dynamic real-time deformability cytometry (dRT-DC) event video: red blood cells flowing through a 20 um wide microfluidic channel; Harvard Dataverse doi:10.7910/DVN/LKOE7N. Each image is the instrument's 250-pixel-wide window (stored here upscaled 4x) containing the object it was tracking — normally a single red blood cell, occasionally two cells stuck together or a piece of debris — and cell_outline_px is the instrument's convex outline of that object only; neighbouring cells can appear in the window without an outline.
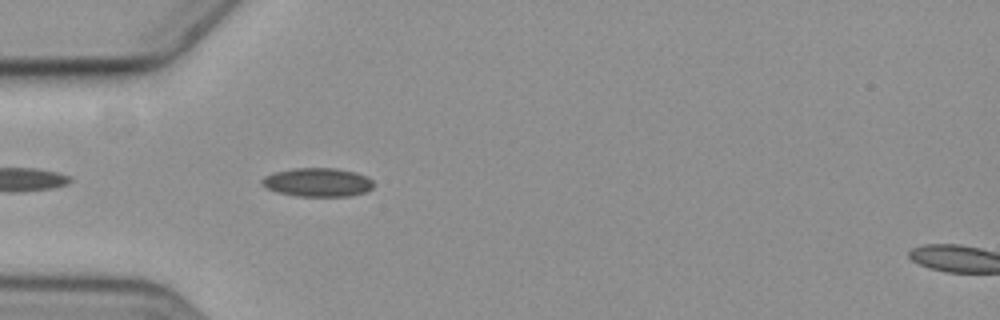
{"species": "common noctule bat (a hibernating species)", "species_latin": "Nyctalus noctula", "temperature_condition": "cold", "stored_images_in_passage": 11, "camera_frame_rate_fps": 3000, "um_per_image_px": 0.085, "animal": {"sex": "female", "body_mass_g": 19.3, "forearm_length_mm": 54.1}, "frame": {"image": 1, "passage_image": 4, "time_ms": 1.0, "image_size_px": [1000, 320], "cell_outline_px": [[372, 188], [364, 192], [352, 196], [296, 196], [280, 192], [268, 188], [260, 184], [260, 180], [264, 176], [276, 172], [292, 168], [336, 168], [356, 172], [368, 176], [372, 180]], "centroid_in_image_um": [27.01, 15.49], "position_along_channel_um": 58.0, "area_um2": 18.67}}
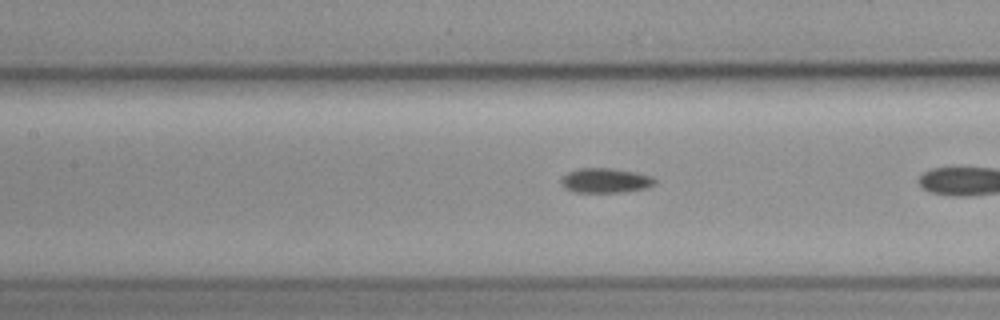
{"frame": {"image": 2, "passage_image": 10, "time_ms": 3.0, "image_size_px": [1000, 320], "cell_outline_px": [[656, 184], [648, 188], [624, 192], [576, 192], [564, 188], [560, 180], [568, 172], [576, 168], [612, 168], [636, 172], [652, 176], [656, 180]], "centroid_in_image_um": [51.49, 15.34], "position_along_channel_um": 155.9, "area_um2": 13.64}}